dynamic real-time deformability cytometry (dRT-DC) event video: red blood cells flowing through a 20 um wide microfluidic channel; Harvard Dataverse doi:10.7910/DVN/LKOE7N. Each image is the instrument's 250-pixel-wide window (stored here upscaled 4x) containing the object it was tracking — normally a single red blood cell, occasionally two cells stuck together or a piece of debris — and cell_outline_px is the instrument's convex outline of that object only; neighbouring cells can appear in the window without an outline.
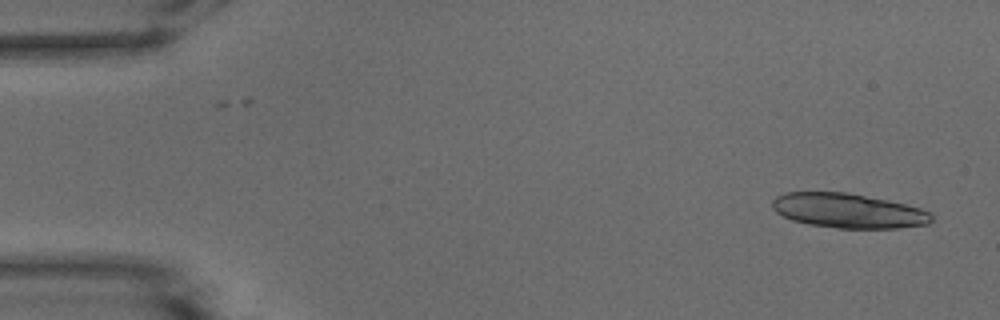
{"species": "common noctule bat (a hibernating species)", "species_latin": "Nyctalus noctula", "temperature_condition": "warm", "stored_images_in_passage": 21, "camera_frame_rate_fps": 3000, "um_per_image_px": 0.085, "animal": {"sex": "male", "body_mass_g": 15.6}, "frame": {"image": 1, "passage_image": 2, "time_ms": 0.333, "image_size_px": [1000, 320], "cell_outline_px": [[932, 220], [928, 224], [900, 228], [836, 228], [808, 224], [792, 220], [776, 212], [772, 208], [772, 200], [776, 196], [784, 192], [848, 192], [888, 200], [920, 208], [928, 212], [932, 216]], "centroid_in_image_um": [72.07, 17.91], "position_along_channel_um": 12.9, "area_um2": 32.14}}
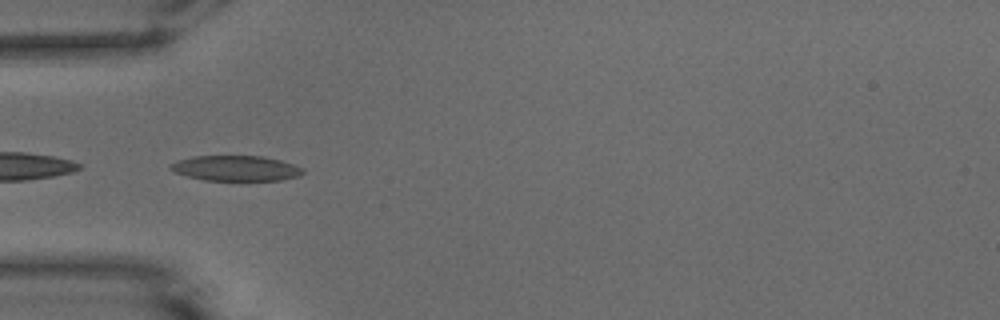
{"frame": {"image": 2, "passage_image": 16, "time_ms": 5.0, "image_size_px": [1000, 320], "cell_outline_px": [[304, 172], [300, 176], [280, 180], [204, 180], [188, 176], [176, 172], [168, 168], [168, 164], [176, 160], [192, 156], [264, 156], [280, 160], [304, 168]], "centroid_in_image_um": [20.03, 14.29], "position_along_channel_um": 65.0, "area_um2": 19.59}}